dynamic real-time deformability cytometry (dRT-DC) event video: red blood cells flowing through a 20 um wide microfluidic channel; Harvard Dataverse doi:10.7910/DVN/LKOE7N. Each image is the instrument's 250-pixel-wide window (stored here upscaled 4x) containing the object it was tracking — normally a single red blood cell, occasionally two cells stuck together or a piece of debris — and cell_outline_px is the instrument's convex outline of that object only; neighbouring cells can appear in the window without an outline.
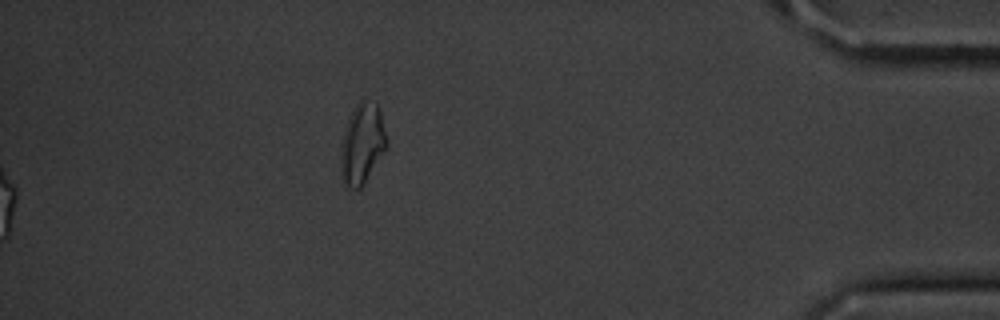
{"species": "common noctule bat (a hibernating species)", "species_latin": "Nyctalus noctula", "temperature_condition": "cold", "stored_images_in_passage": 33, "segment_of_instrument_passage": [2, 2], "camera_frame_rate_fps": 3000, "um_per_image_px": 0.085, "animal": {"sex": "male", "body_mass_g": 20.1, "forearm_length_mm": 53.5}, "frame": {"image": 1, "passage_image": 33, "time_ms": 10.667, "image_size_px": [1000, 320], "cell_outline_px": [[388, 144], [364, 184], [360, 188], [348, 188], [344, 184], [340, 172], [340, 144], [344, 128], [356, 104], [364, 96], [376, 104], [380, 108], [388, 140]], "centroid_in_image_um": [30.77, 12.18], "position_along_channel_um": 404.4, "area_um2": 21.96}}